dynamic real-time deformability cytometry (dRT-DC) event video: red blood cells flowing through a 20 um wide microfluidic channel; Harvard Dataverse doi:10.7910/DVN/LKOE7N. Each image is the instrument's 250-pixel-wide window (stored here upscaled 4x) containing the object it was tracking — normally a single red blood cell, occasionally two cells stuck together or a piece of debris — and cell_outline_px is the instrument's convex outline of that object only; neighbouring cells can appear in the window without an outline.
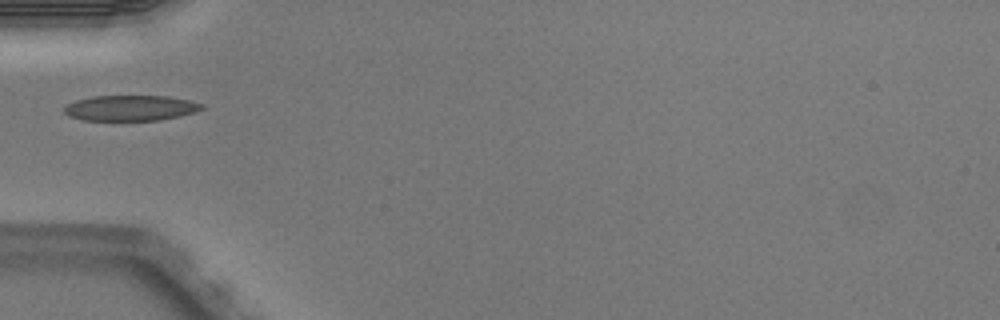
{"species": "Egyptian fruit bat (a non-hibernating species)", "species_latin": "Rousettus aegyptiacus", "temperature_condition": "warm", "stored_images_in_passage": 6, "camera_frame_rate_fps": 3000, "um_per_image_px": 0.085, "animal": {"sex": "male"}, "frame": {"image": 1, "passage_image": 5, "time_ms": 1.333, "image_size_px": [1000, 320], "cell_outline_px": [[204, 108], [196, 112], [180, 116], [160, 120], [84, 120], [68, 116], [64, 112], [64, 108], [68, 104], [76, 100], [92, 96], [168, 96], [188, 100], [204, 104]], "centroid_in_image_um": [11.12, 9.18], "position_along_channel_um": 73.9, "area_um2": 20.46}}